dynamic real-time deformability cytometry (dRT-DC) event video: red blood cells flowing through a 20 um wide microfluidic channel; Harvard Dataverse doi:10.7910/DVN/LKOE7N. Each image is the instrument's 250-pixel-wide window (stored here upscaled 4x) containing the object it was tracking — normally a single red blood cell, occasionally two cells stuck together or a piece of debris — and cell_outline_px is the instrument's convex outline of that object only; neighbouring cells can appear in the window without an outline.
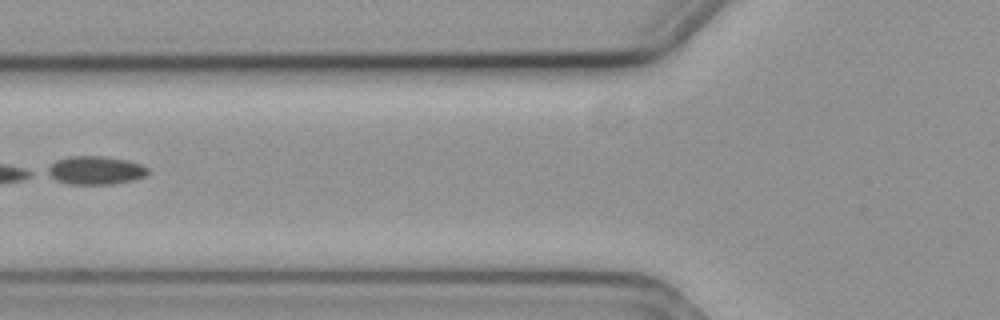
{"species": "common noctule bat (a hibernating species)", "species_latin": "Nyctalus noctula", "temperature_condition": "cold", "stored_images_in_passage": 6, "camera_frame_rate_fps": 3000, "um_per_image_px": 0.085, "animal": {"sex": "female", "body_mass_g": 19.3, "forearm_length_mm": 54.1}, "frame": {"image": 1, "passage_image": 3, "time_ms": 0.667, "image_size_px": [1000, 320], "cell_outline_px": [[148, 176], [136, 180], [112, 184], [68, 184], [56, 180], [44, 172], [56, 160], [72, 156], [104, 156], [128, 160], [140, 164], [148, 168]], "centroid_in_image_um": [8.14, 14.48], "position_along_channel_um": 117.7, "area_um2": 16.76}}
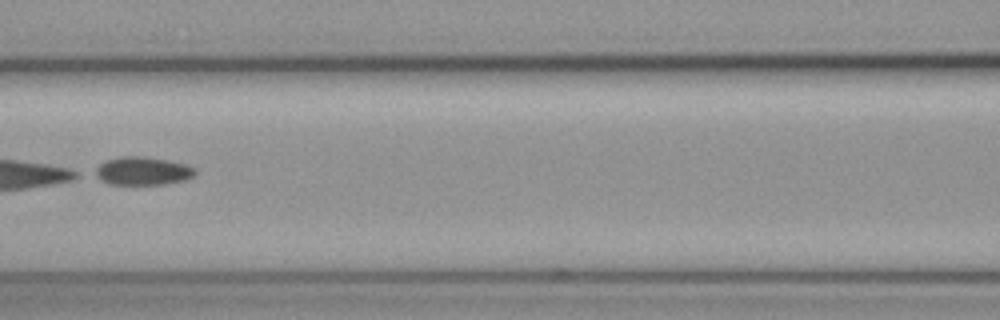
{"frame": {"image": 2, "passage_image": 4, "time_ms": 1.0, "image_size_px": [1000, 320], "cell_outline_px": [[196, 172], [192, 176], [184, 180], [164, 184], [108, 184], [92, 176], [88, 172], [104, 160], [120, 156], [144, 156], [168, 160], [184, 164], [192, 168]], "centroid_in_image_um": [11.96, 14.52], "position_along_channel_um": 154.6, "area_um2": 16.76}}